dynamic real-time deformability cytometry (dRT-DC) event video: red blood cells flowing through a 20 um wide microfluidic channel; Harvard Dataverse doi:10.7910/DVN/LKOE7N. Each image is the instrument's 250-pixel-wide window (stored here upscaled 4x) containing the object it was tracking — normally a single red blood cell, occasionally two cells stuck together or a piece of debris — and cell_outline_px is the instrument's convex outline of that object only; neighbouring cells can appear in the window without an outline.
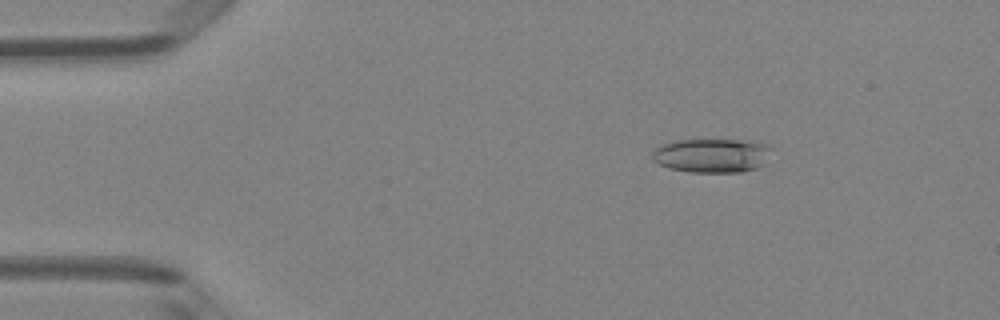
{"species": "Egyptian fruit bat (a non-hibernating species)", "species_latin": "Rousettus aegyptiacus", "temperature_condition": "room temperature", "stored_images_in_passage": 5, "camera_frame_rate_fps": 3000, "um_per_image_px": 0.085, "animal": {"sex": "female"}, "frame": {"image": 1, "passage_image": 3, "time_ms": 2.333, "image_size_px": [1000, 320], "cell_outline_px": [[776, 148], [764, 164], [756, 168], [744, 172], [688, 172], [668, 168], [652, 160], [652, 152], [656, 148], [664, 144], [676, 140], [756, 140], [768, 144]], "centroid_in_image_um": [60.61, 13.21], "position_along_channel_um": 24.4, "area_um2": 24.22}}
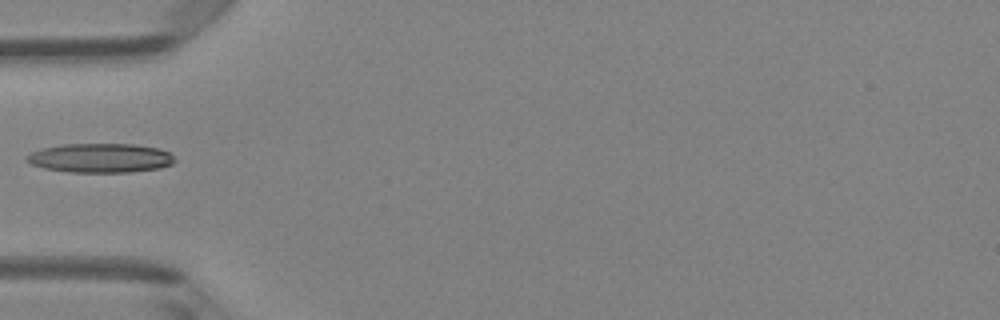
{"frame": {"image": 2, "passage_image": 5, "time_ms": 5.333, "image_size_px": [1000, 320], "cell_outline_px": [[176, 160], [172, 164], [160, 168], [128, 172], [68, 172], [44, 168], [32, 164], [24, 160], [24, 156], [40, 148], [64, 144], [132, 144], [160, 148], [168, 152]], "centroid_in_image_um": [8.5, 13.42], "position_along_channel_um": 76.5, "area_um2": 25.32}}